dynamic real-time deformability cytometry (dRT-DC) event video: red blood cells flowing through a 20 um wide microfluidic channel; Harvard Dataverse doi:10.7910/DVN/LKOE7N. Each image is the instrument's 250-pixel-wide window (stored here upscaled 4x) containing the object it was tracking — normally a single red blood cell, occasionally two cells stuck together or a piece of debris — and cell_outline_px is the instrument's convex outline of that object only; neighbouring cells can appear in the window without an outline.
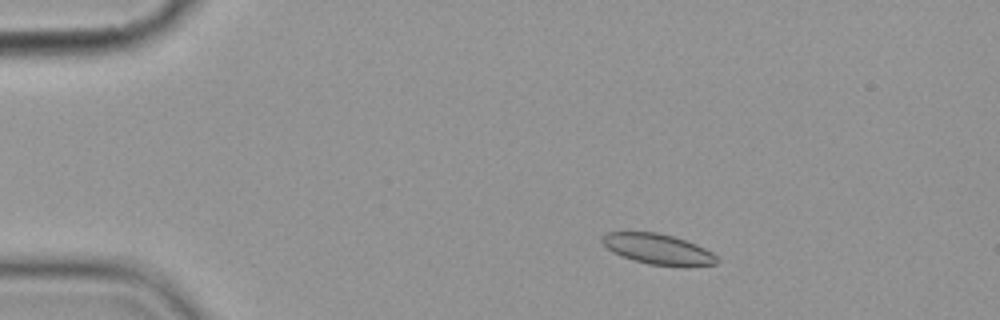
{"species": "common noctule bat (a hibernating species)", "species_latin": "Nyctalus noctula", "temperature_condition": "cold", "stored_images_in_passage": 4, "camera_frame_rate_fps": 3000, "um_per_image_px": 0.085, "animal": {"sex": "female", "body_mass_g": 19.9}, "frame": {"image": 1, "passage_image": 1, "time_ms": 0.0, "image_size_px": [1000, 320], "cell_outline_px": [[720, 260], [716, 264], [684, 268], [648, 264], [632, 260], [620, 256], [612, 252], [600, 240], [600, 236], [608, 232], [656, 232], [672, 236], [696, 244], [712, 252]], "centroid_in_image_um": [55.94, 21.2], "position_along_channel_um": 29.1, "area_um2": 20.81}}
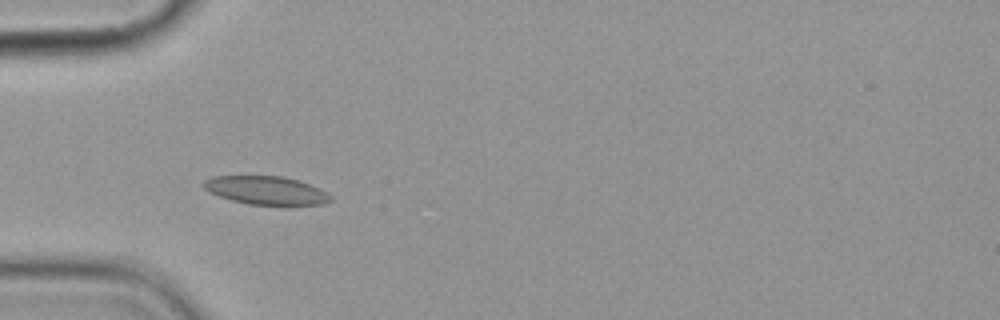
{"frame": {"image": 2, "passage_image": 3, "time_ms": 2.667, "image_size_px": [1000, 320], "cell_outline_px": [[332, 200], [320, 204], [288, 208], [280, 208], [248, 204], [232, 200], [208, 192], [200, 184], [204, 180], [212, 176], [280, 176], [296, 180], [320, 188], [332, 196]], "centroid_in_image_um": [22.64, 16.23], "position_along_channel_um": 62.4, "area_um2": 21.85}}
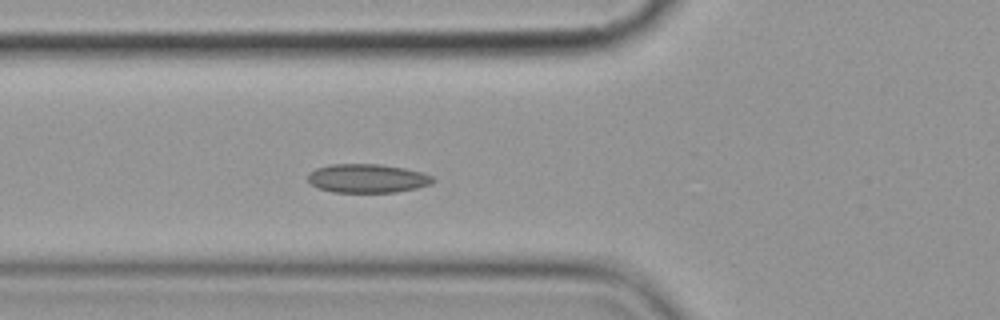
{"frame": {"image": 3, "passage_image": 4, "time_ms": 3.667, "image_size_px": [1000, 320], "cell_outline_px": [[436, 180], [432, 184], [416, 188], [396, 192], [332, 192], [316, 188], [308, 180], [308, 176], [316, 168], [332, 164], [380, 164], [404, 168], [420, 172], [432, 176]], "centroid_in_image_um": [31.23, 15.17], "position_along_channel_um": 94.6, "area_um2": 20.92}}